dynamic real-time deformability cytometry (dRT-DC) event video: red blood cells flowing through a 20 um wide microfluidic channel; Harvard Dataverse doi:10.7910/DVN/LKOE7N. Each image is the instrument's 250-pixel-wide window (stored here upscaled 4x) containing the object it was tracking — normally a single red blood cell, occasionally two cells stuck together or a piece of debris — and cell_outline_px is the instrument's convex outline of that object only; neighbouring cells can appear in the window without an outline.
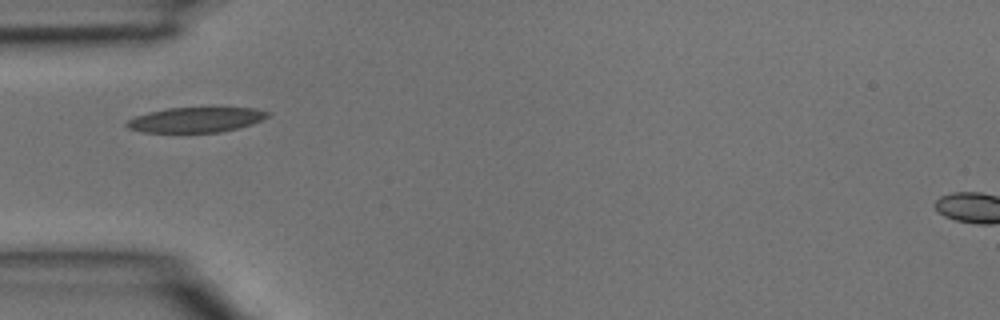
{"species": "common noctule bat (a hibernating species)", "species_latin": "Nyctalus noctula", "temperature_condition": "room temperature", "stored_images_in_passage": 1, "camera_frame_rate_fps": 3000, "um_per_image_px": 0.085, "animal": {"sex": "male", "body_mass_g": 15.6}, "frame": {"image": 1, "passage_image": 1, "time_ms": 0.0, "image_size_px": [1000, 320], "cell_outline_px": [[268, 116], [252, 124], [220, 132], [144, 132], [128, 128], [124, 124], [128, 120], [136, 116], [148, 112], [168, 108], [256, 108], [268, 112]], "centroid_in_image_um": [16.61, 10.18], "position_along_channel_um": 68.4, "area_um2": 20.29}}